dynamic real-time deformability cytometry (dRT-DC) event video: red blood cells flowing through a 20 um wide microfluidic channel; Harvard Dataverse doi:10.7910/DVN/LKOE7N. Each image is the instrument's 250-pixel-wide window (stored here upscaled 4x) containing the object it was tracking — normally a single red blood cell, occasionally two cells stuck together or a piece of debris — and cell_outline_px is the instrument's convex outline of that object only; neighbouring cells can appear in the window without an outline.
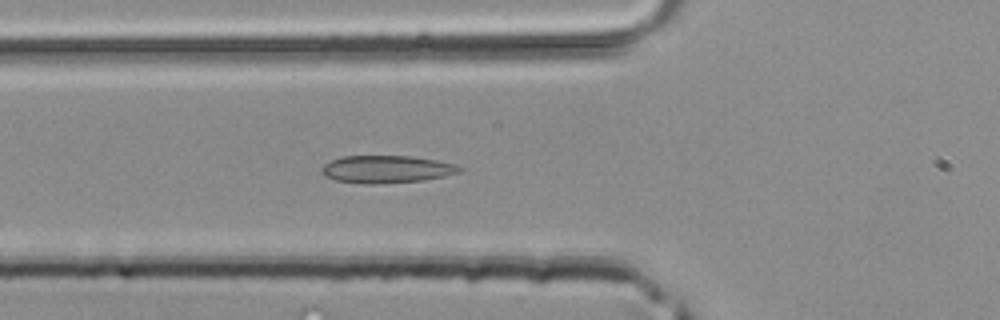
{"species": "common noctule bat (a hibernating species)", "species_latin": "Nyctalus noctula", "temperature_condition": "room temperature", "stored_images_in_passage": 31, "camera_frame_rate_fps": 3000, "um_per_image_px": 0.085, "animal": {"sex": "male", "body_mass_g": 20.4}, "frame": {"image": 1, "passage_image": 3, "time_ms": 0.667, "image_size_px": [1000, 320], "cell_outline_px": [[464, 172], [424, 180], [376, 184], [364, 184], [336, 180], [324, 176], [320, 172], [324, 164], [332, 160], [344, 156], [412, 156], [436, 160], [456, 164], [464, 168]], "centroid_in_image_um": [32.9, 14.39], "position_along_channel_um": 92.9, "area_um2": 22.25}}
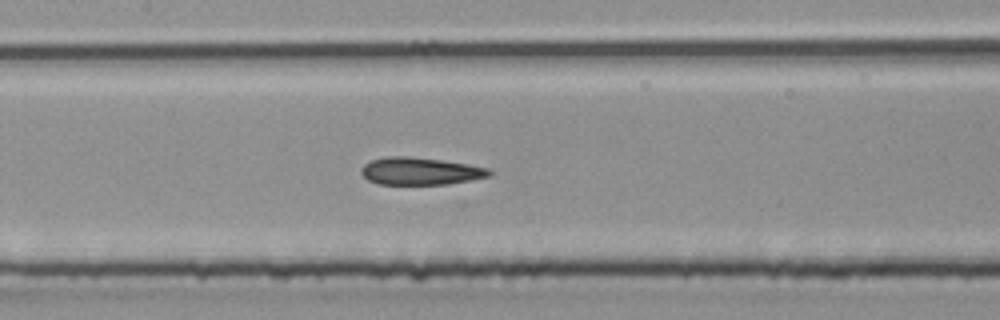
{"frame": {"image": 2, "passage_image": 8, "time_ms": 2.333, "image_size_px": [1000, 320], "cell_outline_px": [[492, 176], [448, 184], [380, 184], [368, 180], [360, 172], [360, 168], [364, 164], [372, 160], [388, 156], [408, 156], [440, 160], [468, 164], [488, 168], [492, 172]], "centroid_in_image_um": [35.73, 14.55], "position_along_channel_um": 171.7, "area_um2": 20.4}}
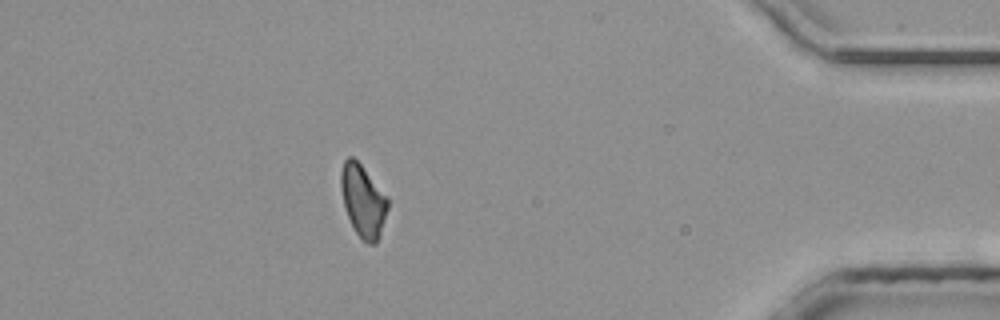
{"frame": {"image": 3, "passage_image": 26, "time_ms": 8.333, "image_size_px": [1000, 320], "cell_outline_px": [[388, 208], [376, 244], [368, 244], [356, 232], [348, 216], [344, 204], [340, 184], [340, 172], [344, 160], [348, 156], [352, 156], [360, 164], [388, 196]], "centroid_in_image_um": [30.85, 17.03], "position_along_channel_um": 404.3, "area_um2": 19.42}}